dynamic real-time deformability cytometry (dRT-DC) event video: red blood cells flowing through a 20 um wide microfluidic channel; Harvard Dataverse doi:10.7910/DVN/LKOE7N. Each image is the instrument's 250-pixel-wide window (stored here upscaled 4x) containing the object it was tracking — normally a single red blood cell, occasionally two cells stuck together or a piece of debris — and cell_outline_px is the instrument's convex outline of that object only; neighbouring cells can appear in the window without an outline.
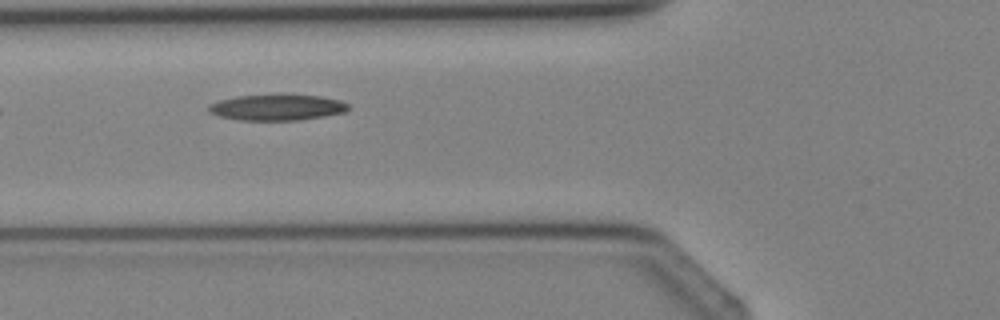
{"species": "Egyptian fruit bat (a non-hibernating species)", "species_latin": "Rousettus aegyptiacus", "temperature_condition": "cold", "stored_images_in_passage": 4, "camera_frame_rate_fps": 3000, "um_per_image_px": 0.085, "animal": {"sex": "female"}, "frame": {"image": 1, "passage_image": 4, "time_ms": 3.333, "image_size_px": [1000, 320], "cell_outline_px": [[352, 108], [348, 112], [324, 116], [296, 120], [240, 120], [220, 116], [208, 112], [208, 104], [220, 100], [236, 96], [320, 96], [340, 100], [348, 104]], "centroid_in_image_um": [23.58, 9.15], "position_along_channel_um": 102.2, "area_um2": 20.75}}